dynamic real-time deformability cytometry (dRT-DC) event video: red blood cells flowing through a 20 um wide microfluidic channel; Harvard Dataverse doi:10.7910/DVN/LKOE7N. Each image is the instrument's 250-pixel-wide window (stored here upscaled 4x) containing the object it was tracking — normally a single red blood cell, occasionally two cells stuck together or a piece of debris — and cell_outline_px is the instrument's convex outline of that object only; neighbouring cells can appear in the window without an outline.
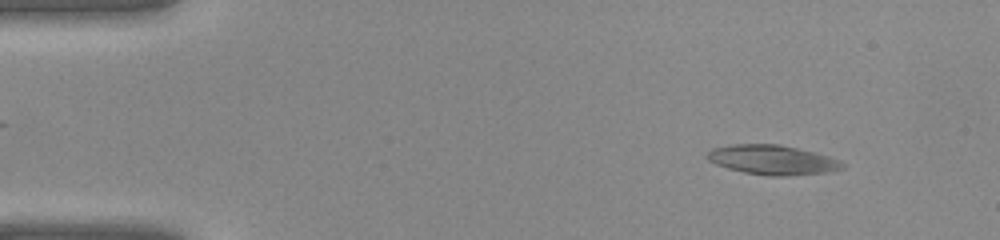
{"species": "common noctule bat (a hibernating species)", "species_latin": "Nyctalus noctula", "temperature_condition": "warm", "stored_images_in_passage": 41, "segment_of_instrument_passage": [1, 2], "camera_frame_rate_fps": 3000, "um_per_image_px": 0.085, "animal": {"sex": "female", "body_mass_g": 22.0, "forearm_length_mm": 56.7}, "frame": {"image": 1, "passage_image": 4, "time_ms": 1.0, "image_size_px": [1000, 240], "cell_outline_px": [[844, 168], [828, 172], [784, 176], [768, 176], [744, 172], [728, 168], [716, 164], [708, 160], [704, 156], [712, 148], [732, 144], [780, 144], [816, 152], [840, 160], [844, 164]], "centroid_in_image_um": [65.65, 13.58], "position_along_channel_um": 19.3, "area_um2": 23.41}}
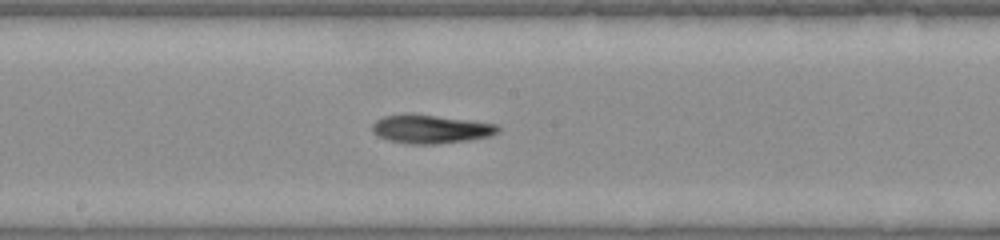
{"frame": {"image": 2, "passage_image": 21, "time_ms": 6.667, "image_size_px": [1000, 240], "cell_outline_px": [[500, 132], [488, 136], [468, 140], [436, 144], [412, 144], [388, 140], [376, 136], [372, 132], [372, 124], [376, 120], [384, 116], [436, 116], [468, 120], [496, 124], [500, 128]], "centroid_in_image_um": [36.62, 11.01], "position_along_channel_um": 211.6, "area_um2": 20.29}}
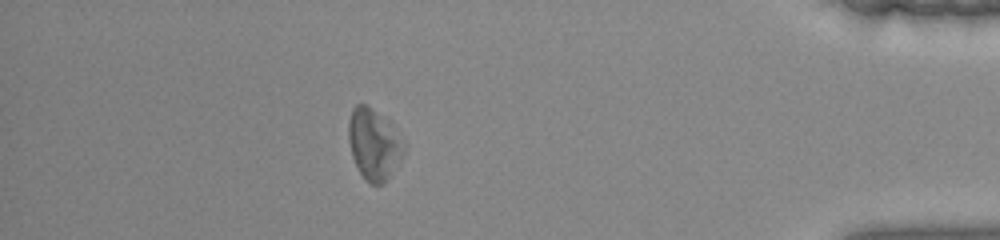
{"frame": {"image": 3, "passage_image": 35, "time_ms": 11.333, "image_size_px": [1000, 240], "cell_outline_px": [[408, 144], [404, 152], [388, 180], [380, 184], [372, 184], [364, 180], [352, 156], [348, 140], [348, 120], [352, 108], [356, 104], [364, 104], [372, 108], [392, 120]], "centroid_in_image_um": [31.83, 12.21], "position_along_channel_um": 403.4, "area_um2": 23.76}}